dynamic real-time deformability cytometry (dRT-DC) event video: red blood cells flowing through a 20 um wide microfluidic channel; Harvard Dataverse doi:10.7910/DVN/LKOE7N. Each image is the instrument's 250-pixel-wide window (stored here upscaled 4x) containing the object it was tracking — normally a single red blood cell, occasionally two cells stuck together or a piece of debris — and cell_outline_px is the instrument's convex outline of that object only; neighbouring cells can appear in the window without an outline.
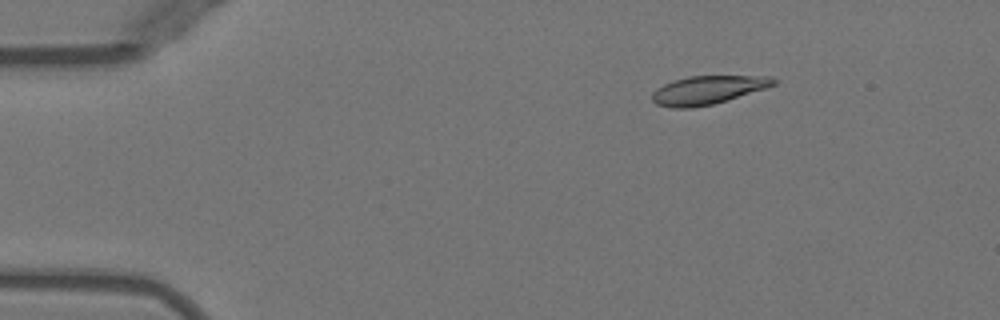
{"species": "Egyptian fruit bat (a non-hibernating species)", "species_latin": "Rousettus aegyptiacus", "temperature_condition": "warm", "stored_images_in_passage": 47, "camera_frame_rate_fps": 3000, "um_per_image_px": 0.085, "animal": {"sex": "female"}, "frame": {"image": 1, "passage_image": 4, "time_ms": 1.0, "image_size_px": [1000, 320], "cell_outline_px": [[776, 84], [764, 88], [712, 104], [692, 108], [672, 108], [656, 104], [652, 100], [652, 92], [656, 88], [664, 84], [688, 76], [772, 76], [776, 80]], "centroid_in_image_um": [60.11, 7.65], "position_along_channel_um": 24.9, "area_um2": 19.83}}
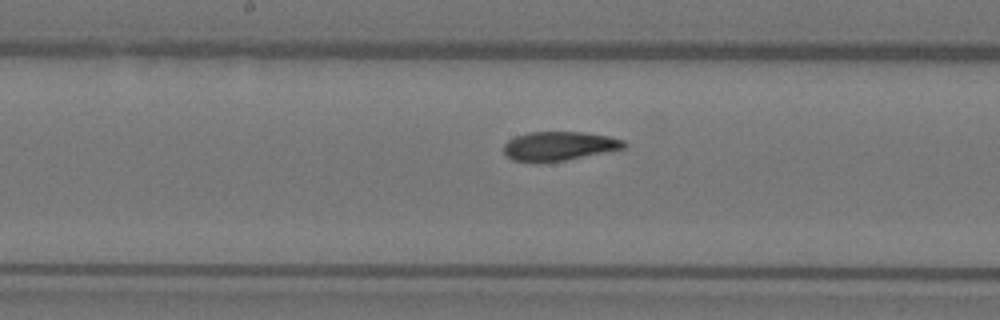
{"frame": {"image": 2, "passage_image": 23, "time_ms": 7.333, "image_size_px": [1000, 320], "cell_outline_px": [[628, 144], [624, 148], [564, 160], [512, 160], [504, 152], [504, 144], [508, 140], [516, 136], [528, 132], [584, 132], [608, 136], [624, 140]], "centroid_in_image_um": [47.55, 12.37], "position_along_channel_um": 200.6, "area_um2": 19.71}}
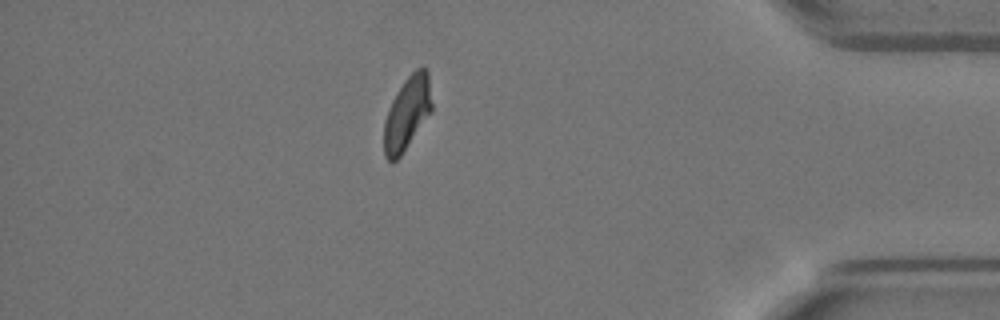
{"frame": {"image": 3, "passage_image": 41, "time_ms": 13.333, "image_size_px": [1000, 320], "cell_outline_px": [[432, 112], [400, 156], [396, 160], [388, 160], [384, 156], [384, 120], [388, 108], [396, 92], [404, 80], [416, 68], [424, 64], [428, 68], [432, 104]], "centroid_in_image_um": [34.62, 9.57], "position_along_channel_um": 400.6, "area_um2": 20.69}, "authors_computed_cell_mechanics": {"area_um2": 20.7502, "velocity_mm_per_s": 3.9642, "shape_relaxation_time_tau1_ms": 4.639, "shape_relaxation_time_tau2_ms": 1.6138, "deformation_change_tau1": 0.1738, "deformation_change_tau2": 0.0776}}